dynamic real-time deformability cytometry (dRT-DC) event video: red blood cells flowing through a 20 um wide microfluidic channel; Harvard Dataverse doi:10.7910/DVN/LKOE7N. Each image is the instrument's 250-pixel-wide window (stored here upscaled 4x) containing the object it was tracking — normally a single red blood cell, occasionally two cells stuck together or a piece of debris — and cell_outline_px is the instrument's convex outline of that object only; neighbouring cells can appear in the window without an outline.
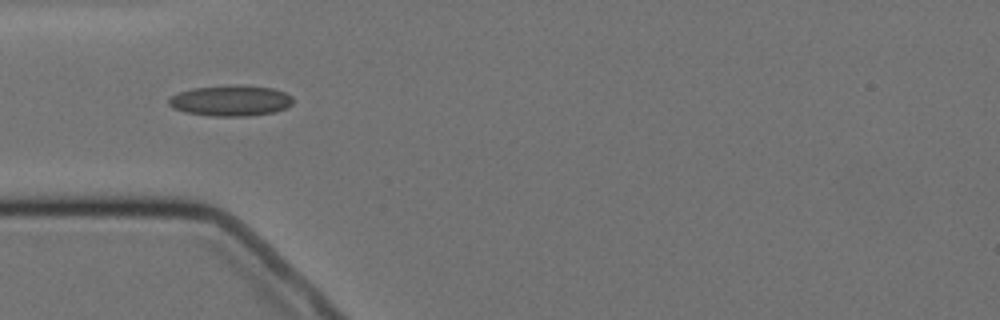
{"species": "Egyptian fruit bat (a non-hibernating species)", "species_latin": "Rousettus aegyptiacus", "temperature_condition": "cold", "stored_images_in_passage": 1, "camera_frame_rate_fps": 3000, "um_per_image_px": 0.085, "animal": {"sex": "female"}, "frame": {"image": 1, "passage_image": 1, "time_ms": 0.0, "image_size_px": [1000, 320], "cell_outline_px": [[292, 104], [284, 108], [272, 112], [248, 116], [212, 116], [184, 112], [168, 104], [168, 100], [172, 96], [180, 92], [192, 88], [240, 84], [272, 88], [284, 92], [292, 96]], "centroid_in_image_um": [19.61, 8.55], "position_along_channel_um": 65.4, "area_um2": 22.14}}